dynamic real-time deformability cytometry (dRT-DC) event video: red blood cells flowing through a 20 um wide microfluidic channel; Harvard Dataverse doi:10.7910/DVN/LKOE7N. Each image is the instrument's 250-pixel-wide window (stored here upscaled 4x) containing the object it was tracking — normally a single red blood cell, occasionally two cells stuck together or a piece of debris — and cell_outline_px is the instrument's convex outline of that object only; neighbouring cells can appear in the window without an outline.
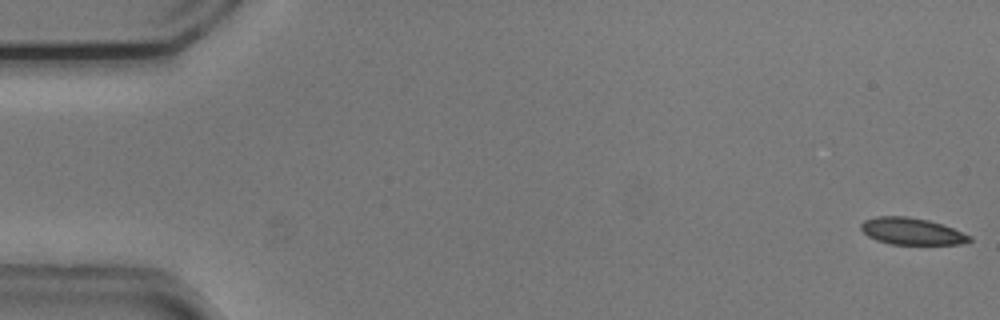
{"species": "common noctule bat (a hibernating species)", "species_latin": "Nyctalus noctula", "temperature_condition": "cold", "stored_images_in_passage": 13, "camera_frame_rate_fps": 3000, "um_per_image_px": 0.085, "animal": {"sex": "male", "body_mass_g": 20.5, "forearm_length_mm": 52.5}, "frame": {"image": 1, "passage_image": 1, "time_ms": 0.0, "image_size_px": [1000, 320], "cell_outline_px": [[972, 240], [960, 244], [888, 244], [876, 240], [868, 236], [860, 228], [860, 224], [864, 220], [876, 216], [908, 216], [928, 220], [952, 228], [972, 236]], "centroid_in_image_um": [77.46, 19.66], "position_along_channel_um": 7.5, "area_um2": 16.94}}
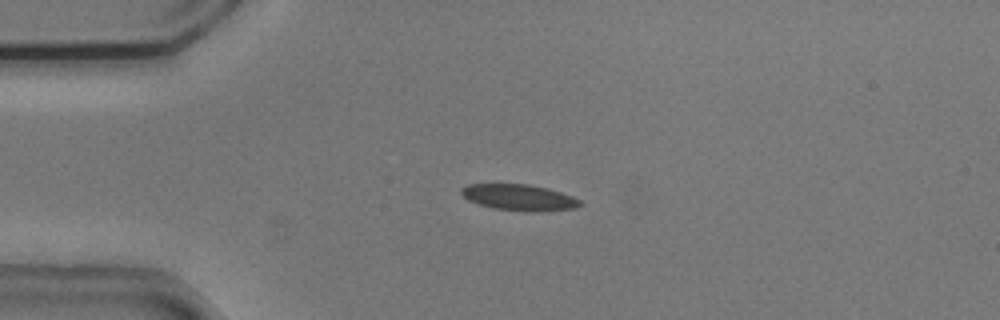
{"frame": {"image": 2, "passage_image": 13, "time_ms": 4.0, "image_size_px": [1000, 320], "cell_outline_px": [[584, 204], [576, 208], [536, 212], [532, 212], [492, 208], [468, 200], [460, 192], [460, 188], [468, 184], [528, 184], [548, 188], [572, 196], [580, 200]], "centroid_in_image_um": [44.14, 16.78], "position_along_channel_um": 40.9, "area_um2": 18.15}}